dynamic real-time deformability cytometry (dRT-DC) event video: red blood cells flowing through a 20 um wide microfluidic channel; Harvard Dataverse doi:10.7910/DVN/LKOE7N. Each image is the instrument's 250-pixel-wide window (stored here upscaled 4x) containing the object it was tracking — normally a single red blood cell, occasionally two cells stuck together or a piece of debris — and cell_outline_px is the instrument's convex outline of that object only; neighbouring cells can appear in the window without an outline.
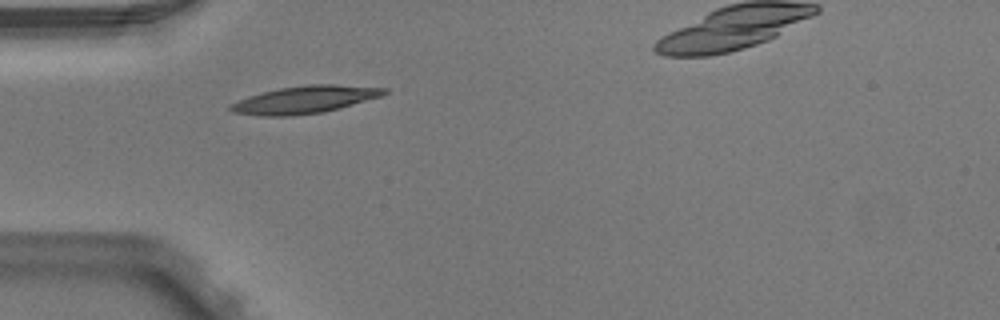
{"species": "Egyptian fruit bat (a non-hibernating species)", "species_latin": "Rousettus aegyptiacus", "temperature_condition": "warm", "stored_images_in_passage": 2, "camera_frame_rate_fps": 3000, "um_per_image_px": 0.085, "animal": {"sex": "male"}, "frame": {"image": 1, "passage_image": 1, "time_ms": 0.0, "image_size_px": [1000, 320], "cell_outline_px": [[388, 92], [380, 96], [340, 108], [324, 112], [292, 116], [260, 116], [232, 112], [228, 108], [228, 104], [248, 96], [280, 88], [308, 84], [332, 84], [388, 88]], "centroid_in_image_um": [25.87, 8.47], "position_along_channel_um": 59.1, "area_um2": 24.57}}